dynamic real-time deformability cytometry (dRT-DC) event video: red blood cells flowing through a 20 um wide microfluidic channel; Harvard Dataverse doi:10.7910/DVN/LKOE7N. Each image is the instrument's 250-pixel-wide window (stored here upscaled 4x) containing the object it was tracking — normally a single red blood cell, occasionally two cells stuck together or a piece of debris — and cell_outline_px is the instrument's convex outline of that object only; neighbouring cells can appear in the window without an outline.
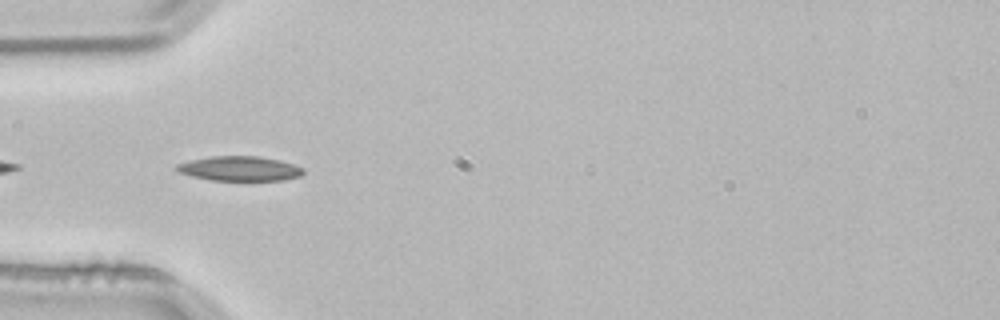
{"species": "common noctule bat (a hibernating species)", "species_latin": "Nyctalus noctula", "temperature_condition": "room temperature", "stored_images_in_passage": 4, "camera_frame_rate_fps": 3000, "um_per_image_px": 0.085, "animal": {"sex": "male", "body_mass_g": 21.5, "forearm_length_mm": 52.0}, "frame": {"image": 1, "passage_image": 4, "time_ms": 1.0, "image_size_px": [1000, 320], "cell_outline_px": [[304, 172], [300, 176], [284, 180], [212, 180], [192, 176], [180, 172], [176, 168], [176, 164], [192, 160], [212, 156], [256, 156], [280, 160], [304, 168]], "centroid_in_image_um": [20.4, 14.33], "position_along_channel_um": 64.6, "area_um2": 17.98}}